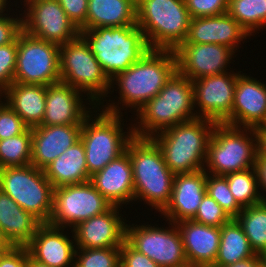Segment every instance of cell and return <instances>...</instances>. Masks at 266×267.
<instances>
[{
    "instance_id": "cell-17",
    "label": "cell",
    "mask_w": 266,
    "mask_h": 267,
    "mask_svg": "<svg viewBox=\"0 0 266 267\" xmlns=\"http://www.w3.org/2000/svg\"><path fill=\"white\" fill-rule=\"evenodd\" d=\"M266 120V84L240 73L237 76L234 102L230 116L224 124L256 128Z\"/></svg>"
},
{
    "instance_id": "cell-34",
    "label": "cell",
    "mask_w": 266,
    "mask_h": 267,
    "mask_svg": "<svg viewBox=\"0 0 266 267\" xmlns=\"http://www.w3.org/2000/svg\"><path fill=\"white\" fill-rule=\"evenodd\" d=\"M32 128L23 133L0 140V168L31 164Z\"/></svg>"
},
{
    "instance_id": "cell-30",
    "label": "cell",
    "mask_w": 266,
    "mask_h": 267,
    "mask_svg": "<svg viewBox=\"0 0 266 267\" xmlns=\"http://www.w3.org/2000/svg\"><path fill=\"white\" fill-rule=\"evenodd\" d=\"M256 255L241 225L235 218L221 227L219 251L211 267H222L234 264Z\"/></svg>"
},
{
    "instance_id": "cell-52",
    "label": "cell",
    "mask_w": 266,
    "mask_h": 267,
    "mask_svg": "<svg viewBox=\"0 0 266 267\" xmlns=\"http://www.w3.org/2000/svg\"><path fill=\"white\" fill-rule=\"evenodd\" d=\"M262 263L266 266V254L261 255Z\"/></svg>"
},
{
    "instance_id": "cell-8",
    "label": "cell",
    "mask_w": 266,
    "mask_h": 267,
    "mask_svg": "<svg viewBox=\"0 0 266 267\" xmlns=\"http://www.w3.org/2000/svg\"><path fill=\"white\" fill-rule=\"evenodd\" d=\"M256 160L257 137L253 128L216 123L208 143L206 173L225 176L255 167Z\"/></svg>"
},
{
    "instance_id": "cell-4",
    "label": "cell",
    "mask_w": 266,
    "mask_h": 267,
    "mask_svg": "<svg viewBox=\"0 0 266 267\" xmlns=\"http://www.w3.org/2000/svg\"><path fill=\"white\" fill-rule=\"evenodd\" d=\"M215 125L212 120L195 118L161 131L151 139L174 174L192 173L205 167L208 143Z\"/></svg>"
},
{
    "instance_id": "cell-49",
    "label": "cell",
    "mask_w": 266,
    "mask_h": 267,
    "mask_svg": "<svg viewBox=\"0 0 266 267\" xmlns=\"http://www.w3.org/2000/svg\"><path fill=\"white\" fill-rule=\"evenodd\" d=\"M11 247L9 243H0V260Z\"/></svg>"
},
{
    "instance_id": "cell-1",
    "label": "cell",
    "mask_w": 266,
    "mask_h": 267,
    "mask_svg": "<svg viewBox=\"0 0 266 267\" xmlns=\"http://www.w3.org/2000/svg\"><path fill=\"white\" fill-rule=\"evenodd\" d=\"M176 72L174 50L150 49L138 62L110 80V91L118 83L120 104L122 102L123 107H132V110L134 108L138 112L164 88Z\"/></svg>"
},
{
    "instance_id": "cell-27",
    "label": "cell",
    "mask_w": 266,
    "mask_h": 267,
    "mask_svg": "<svg viewBox=\"0 0 266 267\" xmlns=\"http://www.w3.org/2000/svg\"><path fill=\"white\" fill-rule=\"evenodd\" d=\"M47 86L13 82L0 96L28 128L40 126L46 109Z\"/></svg>"
},
{
    "instance_id": "cell-7",
    "label": "cell",
    "mask_w": 266,
    "mask_h": 267,
    "mask_svg": "<svg viewBox=\"0 0 266 267\" xmlns=\"http://www.w3.org/2000/svg\"><path fill=\"white\" fill-rule=\"evenodd\" d=\"M136 11L150 49L175 50L187 38L191 17L185 0H136Z\"/></svg>"
},
{
    "instance_id": "cell-20",
    "label": "cell",
    "mask_w": 266,
    "mask_h": 267,
    "mask_svg": "<svg viewBox=\"0 0 266 267\" xmlns=\"http://www.w3.org/2000/svg\"><path fill=\"white\" fill-rule=\"evenodd\" d=\"M64 229L42 223L26 246L30 256L51 267H74L75 239L70 240Z\"/></svg>"
},
{
    "instance_id": "cell-2",
    "label": "cell",
    "mask_w": 266,
    "mask_h": 267,
    "mask_svg": "<svg viewBox=\"0 0 266 267\" xmlns=\"http://www.w3.org/2000/svg\"><path fill=\"white\" fill-rule=\"evenodd\" d=\"M194 107L192 81L176 72L164 88L136 113L140 120L138 125H132L133 134L151 138L174 125L195 119Z\"/></svg>"
},
{
    "instance_id": "cell-25",
    "label": "cell",
    "mask_w": 266,
    "mask_h": 267,
    "mask_svg": "<svg viewBox=\"0 0 266 267\" xmlns=\"http://www.w3.org/2000/svg\"><path fill=\"white\" fill-rule=\"evenodd\" d=\"M82 125L37 126L32 128L31 164L44 169L80 140Z\"/></svg>"
},
{
    "instance_id": "cell-31",
    "label": "cell",
    "mask_w": 266,
    "mask_h": 267,
    "mask_svg": "<svg viewBox=\"0 0 266 267\" xmlns=\"http://www.w3.org/2000/svg\"><path fill=\"white\" fill-rule=\"evenodd\" d=\"M237 204L243 209L266 201V195L260 193L258 173L255 167L232 172L224 176Z\"/></svg>"
},
{
    "instance_id": "cell-5",
    "label": "cell",
    "mask_w": 266,
    "mask_h": 267,
    "mask_svg": "<svg viewBox=\"0 0 266 267\" xmlns=\"http://www.w3.org/2000/svg\"><path fill=\"white\" fill-rule=\"evenodd\" d=\"M106 104L107 106L102 105L103 109L98 106L100 113L93 110L96 112V118L91 114L82 123L80 139L85 148L86 164L90 176L122 155L129 141L134 137L133 127L131 129L129 127L128 132H123L124 124H121L123 115L118 106L119 100L117 105L115 102H106Z\"/></svg>"
},
{
    "instance_id": "cell-47",
    "label": "cell",
    "mask_w": 266,
    "mask_h": 267,
    "mask_svg": "<svg viewBox=\"0 0 266 267\" xmlns=\"http://www.w3.org/2000/svg\"><path fill=\"white\" fill-rule=\"evenodd\" d=\"M262 264V258L260 254H256L247 259L237 261L234 264L222 266V267H259Z\"/></svg>"
},
{
    "instance_id": "cell-18",
    "label": "cell",
    "mask_w": 266,
    "mask_h": 267,
    "mask_svg": "<svg viewBox=\"0 0 266 267\" xmlns=\"http://www.w3.org/2000/svg\"><path fill=\"white\" fill-rule=\"evenodd\" d=\"M82 93L62 81L48 85L46 109L40 126L82 125L92 113L90 109L98 108L97 105L86 107Z\"/></svg>"
},
{
    "instance_id": "cell-44",
    "label": "cell",
    "mask_w": 266,
    "mask_h": 267,
    "mask_svg": "<svg viewBox=\"0 0 266 267\" xmlns=\"http://www.w3.org/2000/svg\"><path fill=\"white\" fill-rule=\"evenodd\" d=\"M27 247H11L0 260V267H27Z\"/></svg>"
},
{
    "instance_id": "cell-11",
    "label": "cell",
    "mask_w": 266,
    "mask_h": 267,
    "mask_svg": "<svg viewBox=\"0 0 266 267\" xmlns=\"http://www.w3.org/2000/svg\"><path fill=\"white\" fill-rule=\"evenodd\" d=\"M60 46L34 38L24 31L17 37L13 82L48 86L60 81Z\"/></svg>"
},
{
    "instance_id": "cell-13",
    "label": "cell",
    "mask_w": 266,
    "mask_h": 267,
    "mask_svg": "<svg viewBox=\"0 0 266 267\" xmlns=\"http://www.w3.org/2000/svg\"><path fill=\"white\" fill-rule=\"evenodd\" d=\"M134 225L126 224L125 237L134 249L160 267H189L180 232L174 222H169V229Z\"/></svg>"
},
{
    "instance_id": "cell-54",
    "label": "cell",
    "mask_w": 266,
    "mask_h": 267,
    "mask_svg": "<svg viewBox=\"0 0 266 267\" xmlns=\"http://www.w3.org/2000/svg\"><path fill=\"white\" fill-rule=\"evenodd\" d=\"M259 267H266L263 263Z\"/></svg>"
},
{
    "instance_id": "cell-6",
    "label": "cell",
    "mask_w": 266,
    "mask_h": 267,
    "mask_svg": "<svg viewBox=\"0 0 266 267\" xmlns=\"http://www.w3.org/2000/svg\"><path fill=\"white\" fill-rule=\"evenodd\" d=\"M79 35L110 80L138 62L150 50L137 25L79 30Z\"/></svg>"
},
{
    "instance_id": "cell-51",
    "label": "cell",
    "mask_w": 266,
    "mask_h": 267,
    "mask_svg": "<svg viewBox=\"0 0 266 267\" xmlns=\"http://www.w3.org/2000/svg\"><path fill=\"white\" fill-rule=\"evenodd\" d=\"M0 243H8L0 230Z\"/></svg>"
},
{
    "instance_id": "cell-21",
    "label": "cell",
    "mask_w": 266,
    "mask_h": 267,
    "mask_svg": "<svg viewBox=\"0 0 266 267\" xmlns=\"http://www.w3.org/2000/svg\"><path fill=\"white\" fill-rule=\"evenodd\" d=\"M250 38L247 32L228 13L219 16L191 18L187 38L183 43L220 44L236 52L243 39ZM236 49V50H235Z\"/></svg>"
},
{
    "instance_id": "cell-16",
    "label": "cell",
    "mask_w": 266,
    "mask_h": 267,
    "mask_svg": "<svg viewBox=\"0 0 266 267\" xmlns=\"http://www.w3.org/2000/svg\"><path fill=\"white\" fill-rule=\"evenodd\" d=\"M174 53L177 72L191 81L228 72L230 60L235 52L220 44L182 43Z\"/></svg>"
},
{
    "instance_id": "cell-42",
    "label": "cell",
    "mask_w": 266,
    "mask_h": 267,
    "mask_svg": "<svg viewBox=\"0 0 266 267\" xmlns=\"http://www.w3.org/2000/svg\"><path fill=\"white\" fill-rule=\"evenodd\" d=\"M23 31L22 18L7 15L0 16V46L14 42Z\"/></svg>"
},
{
    "instance_id": "cell-12",
    "label": "cell",
    "mask_w": 266,
    "mask_h": 267,
    "mask_svg": "<svg viewBox=\"0 0 266 267\" xmlns=\"http://www.w3.org/2000/svg\"><path fill=\"white\" fill-rule=\"evenodd\" d=\"M112 206L90 181L60 186L53 190V210L48 224L73 229Z\"/></svg>"
},
{
    "instance_id": "cell-19",
    "label": "cell",
    "mask_w": 266,
    "mask_h": 267,
    "mask_svg": "<svg viewBox=\"0 0 266 267\" xmlns=\"http://www.w3.org/2000/svg\"><path fill=\"white\" fill-rule=\"evenodd\" d=\"M119 206H112L105 213L82 221L71 229L76 248L121 247L126 237V223L119 216Z\"/></svg>"
},
{
    "instance_id": "cell-23",
    "label": "cell",
    "mask_w": 266,
    "mask_h": 267,
    "mask_svg": "<svg viewBox=\"0 0 266 267\" xmlns=\"http://www.w3.org/2000/svg\"><path fill=\"white\" fill-rule=\"evenodd\" d=\"M90 182L113 206L134 200L133 171L127 151L94 173Z\"/></svg>"
},
{
    "instance_id": "cell-36",
    "label": "cell",
    "mask_w": 266,
    "mask_h": 267,
    "mask_svg": "<svg viewBox=\"0 0 266 267\" xmlns=\"http://www.w3.org/2000/svg\"><path fill=\"white\" fill-rule=\"evenodd\" d=\"M206 192L227 212L231 218H236L242 211L232 195L228 181L224 176L206 173Z\"/></svg>"
},
{
    "instance_id": "cell-9",
    "label": "cell",
    "mask_w": 266,
    "mask_h": 267,
    "mask_svg": "<svg viewBox=\"0 0 266 267\" xmlns=\"http://www.w3.org/2000/svg\"><path fill=\"white\" fill-rule=\"evenodd\" d=\"M59 64L60 81L86 94L90 106L103 104L111 81L80 35L60 45Z\"/></svg>"
},
{
    "instance_id": "cell-39",
    "label": "cell",
    "mask_w": 266,
    "mask_h": 267,
    "mask_svg": "<svg viewBox=\"0 0 266 267\" xmlns=\"http://www.w3.org/2000/svg\"><path fill=\"white\" fill-rule=\"evenodd\" d=\"M0 97V140L23 133L28 127Z\"/></svg>"
},
{
    "instance_id": "cell-37",
    "label": "cell",
    "mask_w": 266,
    "mask_h": 267,
    "mask_svg": "<svg viewBox=\"0 0 266 267\" xmlns=\"http://www.w3.org/2000/svg\"><path fill=\"white\" fill-rule=\"evenodd\" d=\"M231 219L227 212L206 192L195 216L191 220L200 224L221 228Z\"/></svg>"
},
{
    "instance_id": "cell-33",
    "label": "cell",
    "mask_w": 266,
    "mask_h": 267,
    "mask_svg": "<svg viewBox=\"0 0 266 267\" xmlns=\"http://www.w3.org/2000/svg\"><path fill=\"white\" fill-rule=\"evenodd\" d=\"M227 13L251 36L266 26V0H229Z\"/></svg>"
},
{
    "instance_id": "cell-29",
    "label": "cell",
    "mask_w": 266,
    "mask_h": 267,
    "mask_svg": "<svg viewBox=\"0 0 266 267\" xmlns=\"http://www.w3.org/2000/svg\"><path fill=\"white\" fill-rule=\"evenodd\" d=\"M137 25L136 0H88L86 22L79 30Z\"/></svg>"
},
{
    "instance_id": "cell-53",
    "label": "cell",
    "mask_w": 266,
    "mask_h": 267,
    "mask_svg": "<svg viewBox=\"0 0 266 267\" xmlns=\"http://www.w3.org/2000/svg\"><path fill=\"white\" fill-rule=\"evenodd\" d=\"M261 127L266 131V120H265V122L261 125Z\"/></svg>"
},
{
    "instance_id": "cell-28",
    "label": "cell",
    "mask_w": 266,
    "mask_h": 267,
    "mask_svg": "<svg viewBox=\"0 0 266 267\" xmlns=\"http://www.w3.org/2000/svg\"><path fill=\"white\" fill-rule=\"evenodd\" d=\"M43 170L53 188L90 181L91 176L88 173L85 148L81 139Z\"/></svg>"
},
{
    "instance_id": "cell-10",
    "label": "cell",
    "mask_w": 266,
    "mask_h": 267,
    "mask_svg": "<svg viewBox=\"0 0 266 267\" xmlns=\"http://www.w3.org/2000/svg\"><path fill=\"white\" fill-rule=\"evenodd\" d=\"M0 190L41 223L50 220L54 188L44 170L32 164L0 168Z\"/></svg>"
},
{
    "instance_id": "cell-32",
    "label": "cell",
    "mask_w": 266,
    "mask_h": 267,
    "mask_svg": "<svg viewBox=\"0 0 266 267\" xmlns=\"http://www.w3.org/2000/svg\"><path fill=\"white\" fill-rule=\"evenodd\" d=\"M256 254H266V201L243 208L235 218Z\"/></svg>"
},
{
    "instance_id": "cell-43",
    "label": "cell",
    "mask_w": 266,
    "mask_h": 267,
    "mask_svg": "<svg viewBox=\"0 0 266 267\" xmlns=\"http://www.w3.org/2000/svg\"><path fill=\"white\" fill-rule=\"evenodd\" d=\"M68 18L78 27L86 22L88 0H57Z\"/></svg>"
},
{
    "instance_id": "cell-45",
    "label": "cell",
    "mask_w": 266,
    "mask_h": 267,
    "mask_svg": "<svg viewBox=\"0 0 266 267\" xmlns=\"http://www.w3.org/2000/svg\"><path fill=\"white\" fill-rule=\"evenodd\" d=\"M257 137V158H266V131L260 126L254 128Z\"/></svg>"
},
{
    "instance_id": "cell-48",
    "label": "cell",
    "mask_w": 266,
    "mask_h": 267,
    "mask_svg": "<svg viewBox=\"0 0 266 267\" xmlns=\"http://www.w3.org/2000/svg\"><path fill=\"white\" fill-rule=\"evenodd\" d=\"M27 267H51V266L36 261L30 256L28 252V266Z\"/></svg>"
},
{
    "instance_id": "cell-26",
    "label": "cell",
    "mask_w": 266,
    "mask_h": 267,
    "mask_svg": "<svg viewBox=\"0 0 266 267\" xmlns=\"http://www.w3.org/2000/svg\"><path fill=\"white\" fill-rule=\"evenodd\" d=\"M42 223L0 190V230L13 247H26Z\"/></svg>"
},
{
    "instance_id": "cell-15",
    "label": "cell",
    "mask_w": 266,
    "mask_h": 267,
    "mask_svg": "<svg viewBox=\"0 0 266 267\" xmlns=\"http://www.w3.org/2000/svg\"><path fill=\"white\" fill-rule=\"evenodd\" d=\"M231 72L201 77L192 81L194 104L199 107L198 112L195 110L197 118L223 123L230 116L237 76L242 71Z\"/></svg>"
},
{
    "instance_id": "cell-41",
    "label": "cell",
    "mask_w": 266,
    "mask_h": 267,
    "mask_svg": "<svg viewBox=\"0 0 266 267\" xmlns=\"http://www.w3.org/2000/svg\"><path fill=\"white\" fill-rule=\"evenodd\" d=\"M121 267H160L149 257L134 249L126 240L120 247Z\"/></svg>"
},
{
    "instance_id": "cell-3",
    "label": "cell",
    "mask_w": 266,
    "mask_h": 267,
    "mask_svg": "<svg viewBox=\"0 0 266 267\" xmlns=\"http://www.w3.org/2000/svg\"><path fill=\"white\" fill-rule=\"evenodd\" d=\"M126 151L130 156L134 182V201L143 200L162 213L169 205L175 174L166 165L151 138L134 136Z\"/></svg>"
},
{
    "instance_id": "cell-50",
    "label": "cell",
    "mask_w": 266,
    "mask_h": 267,
    "mask_svg": "<svg viewBox=\"0 0 266 267\" xmlns=\"http://www.w3.org/2000/svg\"><path fill=\"white\" fill-rule=\"evenodd\" d=\"M7 2L8 0H0V16L5 14V11L8 13V9L5 10L7 7L6 5L8 4Z\"/></svg>"
},
{
    "instance_id": "cell-40",
    "label": "cell",
    "mask_w": 266,
    "mask_h": 267,
    "mask_svg": "<svg viewBox=\"0 0 266 267\" xmlns=\"http://www.w3.org/2000/svg\"><path fill=\"white\" fill-rule=\"evenodd\" d=\"M191 18L219 16L227 13L229 0H185Z\"/></svg>"
},
{
    "instance_id": "cell-22",
    "label": "cell",
    "mask_w": 266,
    "mask_h": 267,
    "mask_svg": "<svg viewBox=\"0 0 266 267\" xmlns=\"http://www.w3.org/2000/svg\"><path fill=\"white\" fill-rule=\"evenodd\" d=\"M206 193V171L204 169L175 174L172 197L169 205L161 213L168 222L191 220Z\"/></svg>"
},
{
    "instance_id": "cell-38",
    "label": "cell",
    "mask_w": 266,
    "mask_h": 267,
    "mask_svg": "<svg viewBox=\"0 0 266 267\" xmlns=\"http://www.w3.org/2000/svg\"><path fill=\"white\" fill-rule=\"evenodd\" d=\"M17 59V39L0 46V95L13 83Z\"/></svg>"
},
{
    "instance_id": "cell-46",
    "label": "cell",
    "mask_w": 266,
    "mask_h": 267,
    "mask_svg": "<svg viewBox=\"0 0 266 267\" xmlns=\"http://www.w3.org/2000/svg\"><path fill=\"white\" fill-rule=\"evenodd\" d=\"M259 186L266 192V158H257L256 166Z\"/></svg>"
},
{
    "instance_id": "cell-35",
    "label": "cell",
    "mask_w": 266,
    "mask_h": 267,
    "mask_svg": "<svg viewBox=\"0 0 266 267\" xmlns=\"http://www.w3.org/2000/svg\"><path fill=\"white\" fill-rule=\"evenodd\" d=\"M119 265L120 247L76 249L74 267H118Z\"/></svg>"
},
{
    "instance_id": "cell-14",
    "label": "cell",
    "mask_w": 266,
    "mask_h": 267,
    "mask_svg": "<svg viewBox=\"0 0 266 267\" xmlns=\"http://www.w3.org/2000/svg\"><path fill=\"white\" fill-rule=\"evenodd\" d=\"M23 31L40 40L63 45L79 35L57 0H24Z\"/></svg>"
},
{
    "instance_id": "cell-24",
    "label": "cell",
    "mask_w": 266,
    "mask_h": 267,
    "mask_svg": "<svg viewBox=\"0 0 266 267\" xmlns=\"http://www.w3.org/2000/svg\"><path fill=\"white\" fill-rule=\"evenodd\" d=\"M184 245L189 266L211 267L217 258L221 228L183 220L175 223Z\"/></svg>"
}]
</instances>
